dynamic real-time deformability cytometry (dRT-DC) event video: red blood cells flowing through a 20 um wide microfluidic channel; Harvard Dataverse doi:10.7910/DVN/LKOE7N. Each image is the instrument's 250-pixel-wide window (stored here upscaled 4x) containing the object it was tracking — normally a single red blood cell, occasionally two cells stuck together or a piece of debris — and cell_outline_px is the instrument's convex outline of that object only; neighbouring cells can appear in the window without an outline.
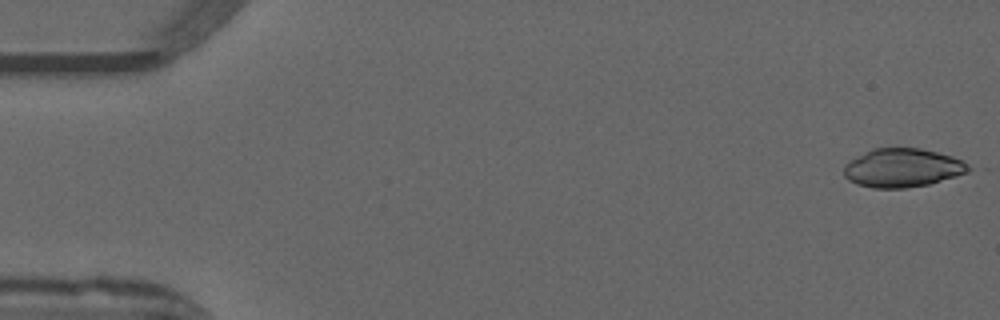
{"species": "common noctule bat (a hibernating species)", "species_latin": "Nyctalus noctula", "temperature_condition": "warm", "stored_images_in_passage": 16, "camera_frame_rate_fps": 3000, "um_per_image_px": 0.085, "animal": {"sex": "male", "forearm_length_mm": 52.5}, "frame": {"image": 1, "passage_image": 1, "time_ms": 0.0, "image_size_px": [1000, 320], "cell_outline_px": [[976, 168], [968, 172], [956, 176], [928, 184], [908, 188], [872, 188], [856, 184], [848, 180], [844, 176], [844, 164], [864, 152], [872, 148], [920, 148], [952, 156]], "centroid_in_image_um": [76.71, 14.27], "position_along_channel_um": 8.3, "area_um2": 28.21}}
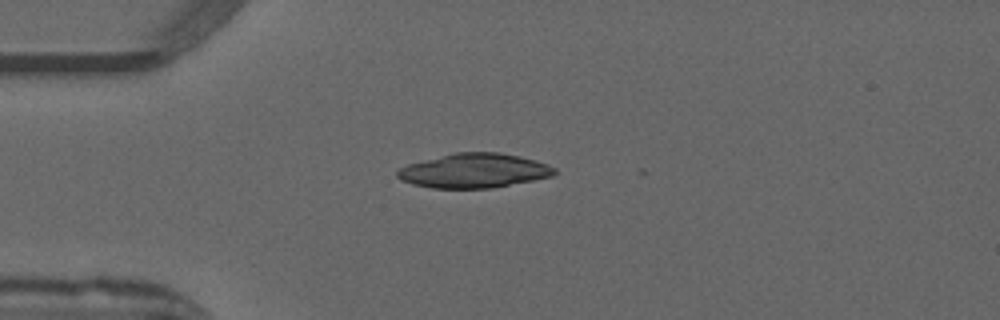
{"frame": {"image": 2, "passage_image": 13, "time_ms": 4.0, "image_size_px": [1000, 320], "cell_outline_px": [[556, 172], [552, 176], [492, 188], [432, 188], [412, 184], [400, 180], [396, 176], [396, 172], [400, 168], [408, 164], [456, 152], [500, 152], [520, 156], [536, 160], [548, 164], [556, 168]], "centroid_in_image_um": [40.3, 14.51], "position_along_channel_um": 44.7, "area_um2": 31.44}}